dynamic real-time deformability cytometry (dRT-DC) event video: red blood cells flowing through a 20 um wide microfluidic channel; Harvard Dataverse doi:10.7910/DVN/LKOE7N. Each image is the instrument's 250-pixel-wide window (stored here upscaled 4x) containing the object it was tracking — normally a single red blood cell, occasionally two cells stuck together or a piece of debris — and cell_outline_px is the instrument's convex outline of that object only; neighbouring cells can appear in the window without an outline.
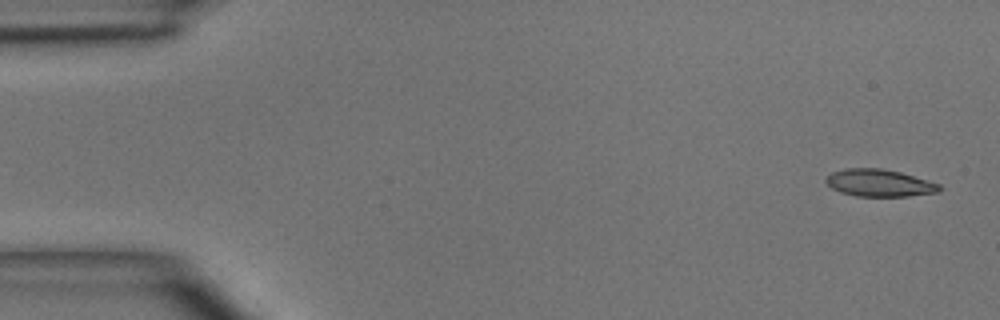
{"species": "common noctule bat (a hibernating species)", "species_latin": "Nyctalus noctula", "temperature_condition": "room temperature", "stored_images_in_passage": 5, "camera_frame_rate_fps": 3000, "um_per_image_px": 0.085, "animal": {"sex": "male", "body_mass_g": 15.6}, "frame": {"image": 1, "passage_image": 1, "time_ms": 0.0, "image_size_px": [1000, 320], "cell_outline_px": [[944, 188], [940, 192], [908, 196], [856, 196], [840, 192], [832, 188], [824, 180], [832, 172], [844, 168], [880, 168], [900, 172], [928, 180], [940, 184]], "centroid_in_image_um": [74.77, 15.55], "position_along_channel_um": 10.2, "area_um2": 18.09}}
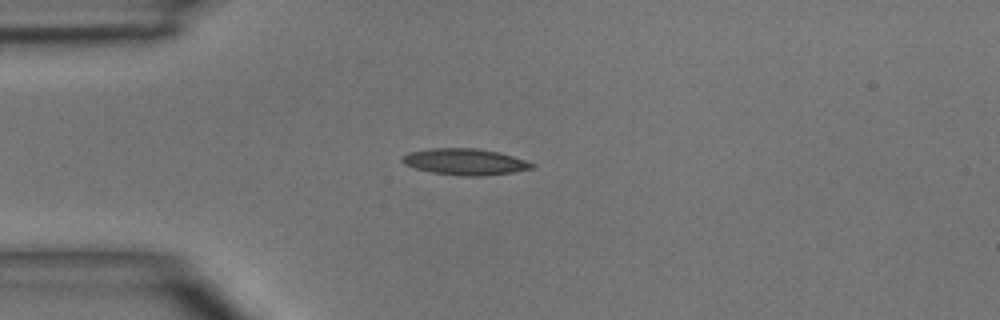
{"frame": {"image": 2, "passage_image": 4, "time_ms": 3.333, "image_size_px": [1000, 320], "cell_outline_px": [[536, 168], [512, 172], [484, 176], [460, 176], [432, 172], [416, 168], [404, 164], [400, 160], [400, 156], [408, 152], [432, 148], [476, 148], [500, 152], [536, 164]], "centroid_in_image_um": [39.52, 13.75], "position_along_channel_um": 45.5, "area_um2": 20.06}}